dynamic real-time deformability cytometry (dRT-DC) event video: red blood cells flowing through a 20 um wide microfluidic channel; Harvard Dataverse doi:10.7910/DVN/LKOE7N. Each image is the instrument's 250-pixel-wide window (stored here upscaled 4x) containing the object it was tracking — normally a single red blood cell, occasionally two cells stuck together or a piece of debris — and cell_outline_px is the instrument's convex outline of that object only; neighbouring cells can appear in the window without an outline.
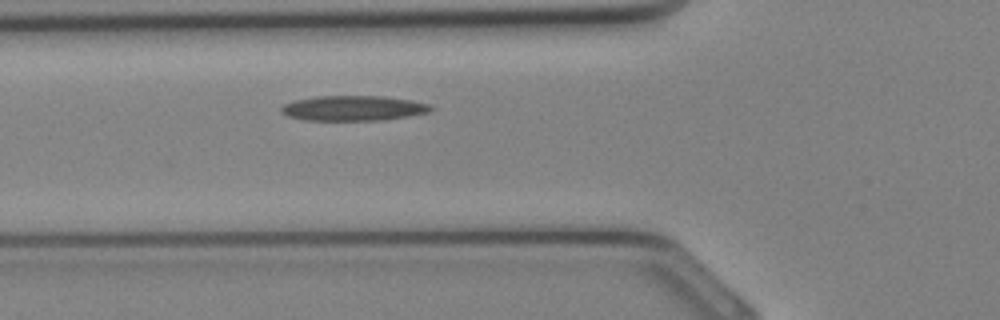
{"species": "Egyptian fruit bat (a non-hibernating species)", "species_latin": "Rousettus aegyptiacus", "temperature_condition": "cold", "stored_images_in_passage": 23, "camera_frame_rate_fps": 3000, "um_per_image_px": 0.085, "animal": {"sex": "female"}, "frame": {"image": 1, "passage_image": 3, "time_ms": 0.667, "image_size_px": [1000, 320], "cell_outline_px": [[432, 108], [428, 112], [408, 116], [380, 120], [304, 120], [288, 116], [280, 112], [280, 108], [284, 104], [292, 100], [316, 96], [384, 96], [412, 100], [432, 104]], "centroid_in_image_um": [30.0, 9.18], "position_along_channel_um": 95.8, "area_um2": 21.96}}
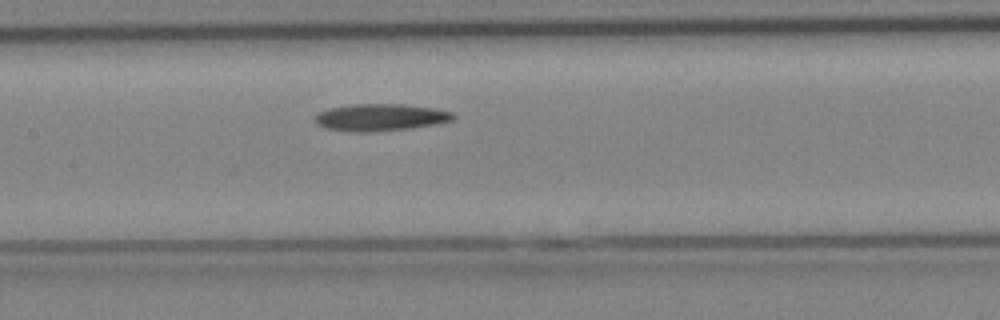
{"frame": {"image": 2, "passage_image": 7, "time_ms": 2.0, "image_size_px": [1000, 320], "cell_outline_px": [[456, 116], [452, 120], [432, 124], [408, 128], [368, 132], [352, 132], [324, 128], [316, 124], [316, 116], [320, 112], [332, 108], [352, 104], [404, 104], [436, 108], [452, 112]], "centroid_in_image_um": [32.33, 9.97], "position_along_channel_um": 175.1, "area_um2": 21.56}}
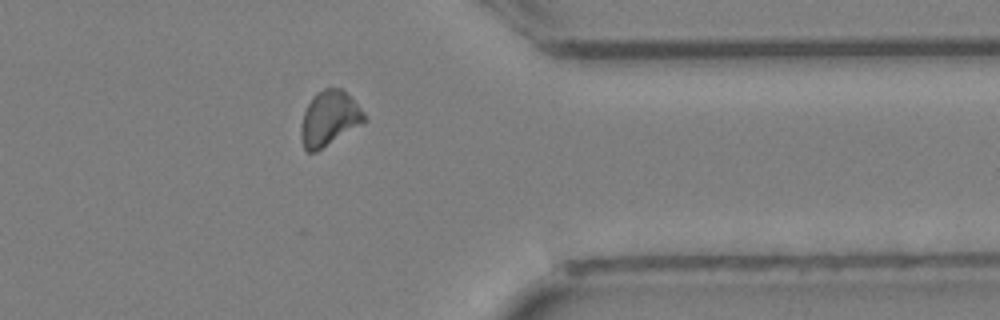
{"frame": {"image": 3, "passage_image": 18, "time_ms": 5.667, "image_size_px": [1000, 320], "cell_outline_px": [[368, 120], [316, 152], [308, 152], [304, 148], [300, 136], [300, 128], [304, 112], [308, 104], [316, 92], [324, 88], [340, 88], [364, 112]], "centroid_in_image_um": [27.97, 10.08], "position_along_channel_um": 383.4, "area_um2": 20.0}}